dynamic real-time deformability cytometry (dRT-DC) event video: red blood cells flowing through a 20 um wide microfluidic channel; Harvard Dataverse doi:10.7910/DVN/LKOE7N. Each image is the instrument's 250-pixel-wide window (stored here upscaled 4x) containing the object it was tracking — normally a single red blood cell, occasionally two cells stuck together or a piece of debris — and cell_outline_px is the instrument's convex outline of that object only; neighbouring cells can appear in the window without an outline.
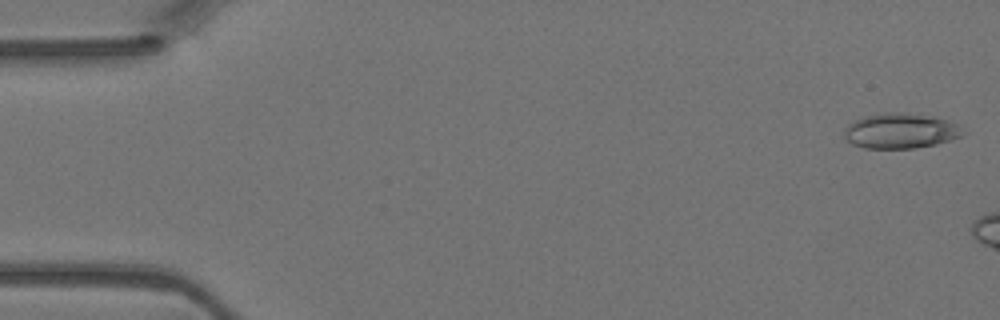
{"species": "Egyptian fruit bat (a non-hibernating species)", "species_latin": "Rousettus aegyptiacus", "temperature_condition": "warm", "stored_images_in_passage": 2, "camera_frame_rate_fps": 3000, "um_per_image_px": 0.085, "animal": {"sex": "female"}, "frame": {"image": 1, "passage_image": 1, "time_ms": 0.0, "image_size_px": [1000, 320], "cell_outline_px": [[964, 132], [960, 136], [936, 144], [916, 148], [864, 148], [852, 144], [844, 140], [844, 128], [848, 124], [864, 116], [880, 112], [904, 112], [932, 116], [948, 120], [960, 124]], "centroid_in_image_um": [76.52, 11.11], "position_along_channel_um": 8.5, "area_um2": 24.62}}